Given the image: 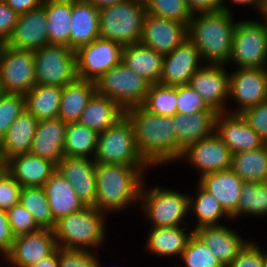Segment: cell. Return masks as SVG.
Here are the masks:
<instances>
[{
    "instance_id": "obj_1",
    "label": "cell",
    "mask_w": 267,
    "mask_h": 267,
    "mask_svg": "<svg viewBox=\"0 0 267 267\" xmlns=\"http://www.w3.org/2000/svg\"><path fill=\"white\" fill-rule=\"evenodd\" d=\"M125 116L132 123L138 151L150 167L181 160L173 116L150 113L141 105L125 109Z\"/></svg>"
},
{
    "instance_id": "obj_2",
    "label": "cell",
    "mask_w": 267,
    "mask_h": 267,
    "mask_svg": "<svg viewBox=\"0 0 267 267\" xmlns=\"http://www.w3.org/2000/svg\"><path fill=\"white\" fill-rule=\"evenodd\" d=\"M149 168L95 163L96 199L93 207L107 214L138 204L144 173Z\"/></svg>"
},
{
    "instance_id": "obj_3",
    "label": "cell",
    "mask_w": 267,
    "mask_h": 267,
    "mask_svg": "<svg viewBox=\"0 0 267 267\" xmlns=\"http://www.w3.org/2000/svg\"><path fill=\"white\" fill-rule=\"evenodd\" d=\"M233 17L232 13L224 10L193 15L188 26V38L206 64L229 65L237 23Z\"/></svg>"
},
{
    "instance_id": "obj_4",
    "label": "cell",
    "mask_w": 267,
    "mask_h": 267,
    "mask_svg": "<svg viewBox=\"0 0 267 267\" xmlns=\"http://www.w3.org/2000/svg\"><path fill=\"white\" fill-rule=\"evenodd\" d=\"M105 216L108 214L85 206L55 223L53 230L57 246L64 249L85 250L99 247L106 239Z\"/></svg>"
},
{
    "instance_id": "obj_5",
    "label": "cell",
    "mask_w": 267,
    "mask_h": 267,
    "mask_svg": "<svg viewBox=\"0 0 267 267\" xmlns=\"http://www.w3.org/2000/svg\"><path fill=\"white\" fill-rule=\"evenodd\" d=\"M146 5L127 0L99 9V36L123 46L140 43Z\"/></svg>"
},
{
    "instance_id": "obj_6",
    "label": "cell",
    "mask_w": 267,
    "mask_h": 267,
    "mask_svg": "<svg viewBox=\"0 0 267 267\" xmlns=\"http://www.w3.org/2000/svg\"><path fill=\"white\" fill-rule=\"evenodd\" d=\"M145 183L146 180L141 188L139 203L152 227L189 225L183 222L189 213L188 193L181 194L179 191L159 186L145 189Z\"/></svg>"
},
{
    "instance_id": "obj_7",
    "label": "cell",
    "mask_w": 267,
    "mask_h": 267,
    "mask_svg": "<svg viewBox=\"0 0 267 267\" xmlns=\"http://www.w3.org/2000/svg\"><path fill=\"white\" fill-rule=\"evenodd\" d=\"M95 163L127 166H149L141 157L135 143L132 123L126 116L115 125L98 133Z\"/></svg>"
},
{
    "instance_id": "obj_8",
    "label": "cell",
    "mask_w": 267,
    "mask_h": 267,
    "mask_svg": "<svg viewBox=\"0 0 267 267\" xmlns=\"http://www.w3.org/2000/svg\"><path fill=\"white\" fill-rule=\"evenodd\" d=\"M262 19L237 21L228 61L236 69L267 67V21Z\"/></svg>"
},
{
    "instance_id": "obj_9",
    "label": "cell",
    "mask_w": 267,
    "mask_h": 267,
    "mask_svg": "<svg viewBox=\"0 0 267 267\" xmlns=\"http://www.w3.org/2000/svg\"><path fill=\"white\" fill-rule=\"evenodd\" d=\"M150 85L123 62L108 70L95 82L97 94L115 101L124 110L142 105Z\"/></svg>"
},
{
    "instance_id": "obj_10",
    "label": "cell",
    "mask_w": 267,
    "mask_h": 267,
    "mask_svg": "<svg viewBox=\"0 0 267 267\" xmlns=\"http://www.w3.org/2000/svg\"><path fill=\"white\" fill-rule=\"evenodd\" d=\"M36 84L64 87L77 79L76 52L69 46L46 44L34 51Z\"/></svg>"
},
{
    "instance_id": "obj_11",
    "label": "cell",
    "mask_w": 267,
    "mask_h": 267,
    "mask_svg": "<svg viewBox=\"0 0 267 267\" xmlns=\"http://www.w3.org/2000/svg\"><path fill=\"white\" fill-rule=\"evenodd\" d=\"M36 85L33 50L0 44V91L25 95Z\"/></svg>"
},
{
    "instance_id": "obj_12",
    "label": "cell",
    "mask_w": 267,
    "mask_h": 267,
    "mask_svg": "<svg viewBox=\"0 0 267 267\" xmlns=\"http://www.w3.org/2000/svg\"><path fill=\"white\" fill-rule=\"evenodd\" d=\"M123 45L102 38L79 47L76 52L77 78L96 82L104 73L122 62Z\"/></svg>"
},
{
    "instance_id": "obj_13",
    "label": "cell",
    "mask_w": 267,
    "mask_h": 267,
    "mask_svg": "<svg viewBox=\"0 0 267 267\" xmlns=\"http://www.w3.org/2000/svg\"><path fill=\"white\" fill-rule=\"evenodd\" d=\"M229 97L239 108L228 111L241 114L247 108L267 100V67L237 69L229 74Z\"/></svg>"
},
{
    "instance_id": "obj_14",
    "label": "cell",
    "mask_w": 267,
    "mask_h": 267,
    "mask_svg": "<svg viewBox=\"0 0 267 267\" xmlns=\"http://www.w3.org/2000/svg\"><path fill=\"white\" fill-rule=\"evenodd\" d=\"M58 249L52 229L40 230L15 237L4 257L13 267H30Z\"/></svg>"
},
{
    "instance_id": "obj_15",
    "label": "cell",
    "mask_w": 267,
    "mask_h": 267,
    "mask_svg": "<svg viewBox=\"0 0 267 267\" xmlns=\"http://www.w3.org/2000/svg\"><path fill=\"white\" fill-rule=\"evenodd\" d=\"M182 158L200 172V177L229 169L232 165V152L215 132L190 145L183 151Z\"/></svg>"
},
{
    "instance_id": "obj_16",
    "label": "cell",
    "mask_w": 267,
    "mask_h": 267,
    "mask_svg": "<svg viewBox=\"0 0 267 267\" xmlns=\"http://www.w3.org/2000/svg\"><path fill=\"white\" fill-rule=\"evenodd\" d=\"M200 53L195 44L185 39L169 54L164 55L158 84L178 86L189 84L193 74L202 67Z\"/></svg>"
},
{
    "instance_id": "obj_17",
    "label": "cell",
    "mask_w": 267,
    "mask_h": 267,
    "mask_svg": "<svg viewBox=\"0 0 267 267\" xmlns=\"http://www.w3.org/2000/svg\"><path fill=\"white\" fill-rule=\"evenodd\" d=\"M226 65L205 64L192 76L189 85L217 113L227 112L229 74Z\"/></svg>"
},
{
    "instance_id": "obj_18",
    "label": "cell",
    "mask_w": 267,
    "mask_h": 267,
    "mask_svg": "<svg viewBox=\"0 0 267 267\" xmlns=\"http://www.w3.org/2000/svg\"><path fill=\"white\" fill-rule=\"evenodd\" d=\"M188 38V26L173 20L146 14L140 43L166 55Z\"/></svg>"
},
{
    "instance_id": "obj_19",
    "label": "cell",
    "mask_w": 267,
    "mask_h": 267,
    "mask_svg": "<svg viewBox=\"0 0 267 267\" xmlns=\"http://www.w3.org/2000/svg\"><path fill=\"white\" fill-rule=\"evenodd\" d=\"M214 132L228 146L232 154L254 150L265 144L241 114L218 113Z\"/></svg>"
},
{
    "instance_id": "obj_20",
    "label": "cell",
    "mask_w": 267,
    "mask_h": 267,
    "mask_svg": "<svg viewBox=\"0 0 267 267\" xmlns=\"http://www.w3.org/2000/svg\"><path fill=\"white\" fill-rule=\"evenodd\" d=\"M49 44L47 17L41 6L18 17L15 28L5 45L17 50H37Z\"/></svg>"
},
{
    "instance_id": "obj_21",
    "label": "cell",
    "mask_w": 267,
    "mask_h": 267,
    "mask_svg": "<svg viewBox=\"0 0 267 267\" xmlns=\"http://www.w3.org/2000/svg\"><path fill=\"white\" fill-rule=\"evenodd\" d=\"M56 171L68 180L85 206H94L96 199L95 162L89 158L64 156Z\"/></svg>"
},
{
    "instance_id": "obj_22",
    "label": "cell",
    "mask_w": 267,
    "mask_h": 267,
    "mask_svg": "<svg viewBox=\"0 0 267 267\" xmlns=\"http://www.w3.org/2000/svg\"><path fill=\"white\" fill-rule=\"evenodd\" d=\"M244 181L231 169L208 173L199 177L198 184L212 194L222 209L232 218L238 212Z\"/></svg>"
},
{
    "instance_id": "obj_23",
    "label": "cell",
    "mask_w": 267,
    "mask_h": 267,
    "mask_svg": "<svg viewBox=\"0 0 267 267\" xmlns=\"http://www.w3.org/2000/svg\"><path fill=\"white\" fill-rule=\"evenodd\" d=\"M6 170L22 187H43L56 172V164L26 153L6 162Z\"/></svg>"
},
{
    "instance_id": "obj_24",
    "label": "cell",
    "mask_w": 267,
    "mask_h": 267,
    "mask_svg": "<svg viewBox=\"0 0 267 267\" xmlns=\"http://www.w3.org/2000/svg\"><path fill=\"white\" fill-rule=\"evenodd\" d=\"M236 230L225 225L202 226L194 230V234L210 248L215 257L227 267L248 241Z\"/></svg>"
},
{
    "instance_id": "obj_25",
    "label": "cell",
    "mask_w": 267,
    "mask_h": 267,
    "mask_svg": "<svg viewBox=\"0 0 267 267\" xmlns=\"http://www.w3.org/2000/svg\"><path fill=\"white\" fill-rule=\"evenodd\" d=\"M66 127L59 117L39 121L29 153L57 164L65 156Z\"/></svg>"
},
{
    "instance_id": "obj_26",
    "label": "cell",
    "mask_w": 267,
    "mask_h": 267,
    "mask_svg": "<svg viewBox=\"0 0 267 267\" xmlns=\"http://www.w3.org/2000/svg\"><path fill=\"white\" fill-rule=\"evenodd\" d=\"M69 47L76 51L99 36V8L88 0H72Z\"/></svg>"
},
{
    "instance_id": "obj_27",
    "label": "cell",
    "mask_w": 267,
    "mask_h": 267,
    "mask_svg": "<svg viewBox=\"0 0 267 267\" xmlns=\"http://www.w3.org/2000/svg\"><path fill=\"white\" fill-rule=\"evenodd\" d=\"M217 114L216 111H203L192 115L176 113L173 116L180 159L190 145L214 133Z\"/></svg>"
},
{
    "instance_id": "obj_28",
    "label": "cell",
    "mask_w": 267,
    "mask_h": 267,
    "mask_svg": "<svg viewBox=\"0 0 267 267\" xmlns=\"http://www.w3.org/2000/svg\"><path fill=\"white\" fill-rule=\"evenodd\" d=\"M38 120L26 109L8 128L0 142V155L5 162L30 152Z\"/></svg>"
},
{
    "instance_id": "obj_29",
    "label": "cell",
    "mask_w": 267,
    "mask_h": 267,
    "mask_svg": "<svg viewBox=\"0 0 267 267\" xmlns=\"http://www.w3.org/2000/svg\"><path fill=\"white\" fill-rule=\"evenodd\" d=\"M164 55L141 43L125 45L122 62L147 82L158 84L163 66Z\"/></svg>"
},
{
    "instance_id": "obj_30",
    "label": "cell",
    "mask_w": 267,
    "mask_h": 267,
    "mask_svg": "<svg viewBox=\"0 0 267 267\" xmlns=\"http://www.w3.org/2000/svg\"><path fill=\"white\" fill-rule=\"evenodd\" d=\"M125 116V110L115 101L95 93L78 119L79 124L101 133Z\"/></svg>"
},
{
    "instance_id": "obj_31",
    "label": "cell",
    "mask_w": 267,
    "mask_h": 267,
    "mask_svg": "<svg viewBox=\"0 0 267 267\" xmlns=\"http://www.w3.org/2000/svg\"><path fill=\"white\" fill-rule=\"evenodd\" d=\"M172 227H152L146 243L150 253L162 257H181L194 230L188 225ZM189 230L190 232H186Z\"/></svg>"
},
{
    "instance_id": "obj_32",
    "label": "cell",
    "mask_w": 267,
    "mask_h": 267,
    "mask_svg": "<svg viewBox=\"0 0 267 267\" xmlns=\"http://www.w3.org/2000/svg\"><path fill=\"white\" fill-rule=\"evenodd\" d=\"M55 221L85 207L73 185L57 171L43 186Z\"/></svg>"
},
{
    "instance_id": "obj_33",
    "label": "cell",
    "mask_w": 267,
    "mask_h": 267,
    "mask_svg": "<svg viewBox=\"0 0 267 267\" xmlns=\"http://www.w3.org/2000/svg\"><path fill=\"white\" fill-rule=\"evenodd\" d=\"M96 93L95 82L76 79L62 87L58 117L66 124L77 123L80 114Z\"/></svg>"
},
{
    "instance_id": "obj_34",
    "label": "cell",
    "mask_w": 267,
    "mask_h": 267,
    "mask_svg": "<svg viewBox=\"0 0 267 267\" xmlns=\"http://www.w3.org/2000/svg\"><path fill=\"white\" fill-rule=\"evenodd\" d=\"M61 95L60 86L36 84L24 95L26 110L38 121L57 118Z\"/></svg>"
},
{
    "instance_id": "obj_35",
    "label": "cell",
    "mask_w": 267,
    "mask_h": 267,
    "mask_svg": "<svg viewBox=\"0 0 267 267\" xmlns=\"http://www.w3.org/2000/svg\"><path fill=\"white\" fill-rule=\"evenodd\" d=\"M50 44L69 46L72 0H44Z\"/></svg>"
},
{
    "instance_id": "obj_36",
    "label": "cell",
    "mask_w": 267,
    "mask_h": 267,
    "mask_svg": "<svg viewBox=\"0 0 267 267\" xmlns=\"http://www.w3.org/2000/svg\"><path fill=\"white\" fill-rule=\"evenodd\" d=\"M231 169L244 182H267V145L232 154Z\"/></svg>"
},
{
    "instance_id": "obj_37",
    "label": "cell",
    "mask_w": 267,
    "mask_h": 267,
    "mask_svg": "<svg viewBox=\"0 0 267 267\" xmlns=\"http://www.w3.org/2000/svg\"><path fill=\"white\" fill-rule=\"evenodd\" d=\"M196 189V195H189V212H192L197 219V224L194 225L193 230L202 226L223 225V223L219 224L222 217L232 219L212 194L204 190L199 184Z\"/></svg>"
},
{
    "instance_id": "obj_38",
    "label": "cell",
    "mask_w": 267,
    "mask_h": 267,
    "mask_svg": "<svg viewBox=\"0 0 267 267\" xmlns=\"http://www.w3.org/2000/svg\"><path fill=\"white\" fill-rule=\"evenodd\" d=\"M97 141L98 133L96 131L79 123L67 124L64 154L67 157L93 159L96 152Z\"/></svg>"
},
{
    "instance_id": "obj_39",
    "label": "cell",
    "mask_w": 267,
    "mask_h": 267,
    "mask_svg": "<svg viewBox=\"0 0 267 267\" xmlns=\"http://www.w3.org/2000/svg\"><path fill=\"white\" fill-rule=\"evenodd\" d=\"M19 203L30 212L41 228H54L56 221L43 187H22Z\"/></svg>"
},
{
    "instance_id": "obj_40",
    "label": "cell",
    "mask_w": 267,
    "mask_h": 267,
    "mask_svg": "<svg viewBox=\"0 0 267 267\" xmlns=\"http://www.w3.org/2000/svg\"><path fill=\"white\" fill-rule=\"evenodd\" d=\"M262 217L267 215V182H244L242 185L238 212L232 220L245 215Z\"/></svg>"
},
{
    "instance_id": "obj_41",
    "label": "cell",
    "mask_w": 267,
    "mask_h": 267,
    "mask_svg": "<svg viewBox=\"0 0 267 267\" xmlns=\"http://www.w3.org/2000/svg\"><path fill=\"white\" fill-rule=\"evenodd\" d=\"M176 101L177 86L152 84L141 106L156 115L174 116L177 113Z\"/></svg>"
},
{
    "instance_id": "obj_42",
    "label": "cell",
    "mask_w": 267,
    "mask_h": 267,
    "mask_svg": "<svg viewBox=\"0 0 267 267\" xmlns=\"http://www.w3.org/2000/svg\"><path fill=\"white\" fill-rule=\"evenodd\" d=\"M146 12L187 26L193 17L186 0H150L146 5Z\"/></svg>"
},
{
    "instance_id": "obj_43",
    "label": "cell",
    "mask_w": 267,
    "mask_h": 267,
    "mask_svg": "<svg viewBox=\"0 0 267 267\" xmlns=\"http://www.w3.org/2000/svg\"><path fill=\"white\" fill-rule=\"evenodd\" d=\"M180 258L185 267H224L210 248L195 234L189 239Z\"/></svg>"
},
{
    "instance_id": "obj_44",
    "label": "cell",
    "mask_w": 267,
    "mask_h": 267,
    "mask_svg": "<svg viewBox=\"0 0 267 267\" xmlns=\"http://www.w3.org/2000/svg\"><path fill=\"white\" fill-rule=\"evenodd\" d=\"M25 109L24 95L0 92V142Z\"/></svg>"
},
{
    "instance_id": "obj_45",
    "label": "cell",
    "mask_w": 267,
    "mask_h": 267,
    "mask_svg": "<svg viewBox=\"0 0 267 267\" xmlns=\"http://www.w3.org/2000/svg\"><path fill=\"white\" fill-rule=\"evenodd\" d=\"M177 113L192 115L203 111H215L189 84L177 86Z\"/></svg>"
},
{
    "instance_id": "obj_46",
    "label": "cell",
    "mask_w": 267,
    "mask_h": 267,
    "mask_svg": "<svg viewBox=\"0 0 267 267\" xmlns=\"http://www.w3.org/2000/svg\"><path fill=\"white\" fill-rule=\"evenodd\" d=\"M8 222L15 237L41 229L30 212L20 203L6 211Z\"/></svg>"
},
{
    "instance_id": "obj_47",
    "label": "cell",
    "mask_w": 267,
    "mask_h": 267,
    "mask_svg": "<svg viewBox=\"0 0 267 267\" xmlns=\"http://www.w3.org/2000/svg\"><path fill=\"white\" fill-rule=\"evenodd\" d=\"M97 255L91 251L58 247L59 267H96Z\"/></svg>"
},
{
    "instance_id": "obj_48",
    "label": "cell",
    "mask_w": 267,
    "mask_h": 267,
    "mask_svg": "<svg viewBox=\"0 0 267 267\" xmlns=\"http://www.w3.org/2000/svg\"><path fill=\"white\" fill-rule=\"evenodd\" d=\"M22 186L6 170L0 175V210L19 204Z\"/></svg>"
},
{
    "instance_id": "obj_49",
    "label": "cell",
    "mask_w": 267,
    "mask_h": 267,
    "mask_svg": "<svg viewBox=\"0 0 267 267\" xmlns=\"http://www.w3.org/2000/svg\"><path fill=\"white\" fill-rule=\"evenodd\" d=\"M227 267H264V249L248 241Z\"/></svg>"
},
{
    "instance_id": "obj_50",
    "label": "cell",
    "mask_w": 267,
    "mask_h": 267,
    "mask_svg": "<svg viewBox=\"0 0 267 267\" xmlns=\"http://www.w3.org/2000/svg\"><path fill=\"white\" fill-rule=\"evenodd\" d=\"M247 123L267 142V100L241 113Z\"/></svg>"
},
{
    "instance_id": "obj_51",
    "label": "cell",
    "mask_w": 267,
    "mask_h": 267,
    "mask_svg": "<svg viewBox=\"0 0 267 267\" xmlns=\"http://www.w3.org/2000/svg\"><path fill=\"white\" fill-rule=\"evenodd\" d=\"M19 15L3 0H0V44H5L11 36Z\"/></svg>"
},
{
    "instance_id": "obj_52",
    "label": "cell",
    "mask_w": 267,
    "mask_h": 267,
    "mask_svg": "<svg viewBox=\"0 0 267 267\" xmlns=\"http://www.w3.org/2000/svg\"><path fill=\"white\" fill-rule=\"evenodd\" d=\"M15 236L12 233L10 224L8 222L7 213L0 210V254L6 256L10 251Z\"/></svg>"
},
{
    "instance_id": "obj_53",
    "label": "cell",
    "mask_w": 267,
    "mask_h": 267,
    "mask_svg": "<svg viewBox=\"0 0 267 267\" xmlns=\"http://www.w3.org/2000/svg\"><path fill=\"white\" fill-rule=\"evenodd\" d=\"M223 0H186L192 15L199 13H212L223 10Z\"/></svg>"
},
{
    "instance_id": "obj_54",
    "label": "cell",
    "mask_w": 267,
    "mask_h": 267,
    "mask_svg": "<svg viewBox=\"0 0 267 267\" xmlns=\"http://www.w3.org/2000/svg\"><path fill=\"white\" fill-rule=\"evenodd\" d=\"M18 15L40 8L44 0H3Z\"/></svg>"
},
{
    "instance_id": "obj_55",
    "label": "cell",
    "mask_w": 267,
    "mask_h": 267,
    "mask_svg": "<svg viewBox=\"0 0 267 267\" xmlns=\"http://www.w3.org/2000/svg\"><path fill=\"white\" fill-rule=\"evenodd\" d=\"M230 1L232 4H237V5H248V6H254L255 9H257V11L259 12V14H261V16L264 15L265 9H266V4H267V0H228ZM225 0L222 1V7L224 11H227L229 13H232V10L230 9V7H228L227 5H225L226 3H224Z\"/></svg>"
},
{
    "instance_id": "obj_56",
    "label": "cell",
    "mask_w": 267,
    "mask_h": 267,
    "mask_svg": "<svg viewBox=\"0 0 267 267\" xmlns=\"http://www.w3.org/2000/svg\"><path fill=\"white\" fill-rule=\"evenodd\" d=\"M30 267H59L58 249L52 255L43 258Z\"/></svg>"
},
{
    "instance_id": "obj_57",
    "label": "cell",
    "mask_w": 267,
    "mask_h": 267,
    "mask_svg": "<svg viewBox=\"0 0 267 267\" xmlns=\"http://www.w3.org/2000/svg\"><path fill=\"white\" fill-rule=\"evenodd\" d=\"M88 1L100 9L105 6H110L127 0H88Z\"/></svg>"
},
{
    "instance_id": "obj_58",
    "label": "cell",
    "mask_w": 267,
    "mask_h": 267,
    "mask_svg": "<svg viewBox=\"0 0 267 267\" xmlns=\"http://www.w3.org/2000/svg\"><path fill=\"white\" fill-rule=\"evenodd\" d=\"M6 171V162L0 155V175Z\"/></svg>"
},
{
    "instance_id": "obj_59",
    "label": "cell",
    "mask_w": 267,
    "mask_h": 267,
    "mask_svg": "<svg viewBox=\"0 0 267 267\" xmlns=\"http://www.w3.org/2000/svg\"><path fill=\"white\" fill-rule=\"evenodd\" d=\"M134 1H136V2H138V3H141V4H143V5H147V3H148L150 0H134Z\"/></svg>"
},
{
    "instance_id": "obj_60",
    "label": "cell",
    "mask_w": 267,
    "mask_h": 267,
    "mask_svg": "<svg viewBox=\"0 0 267 267\" xmlns=\"http://www.w3.org/2000/svg\"><path fill=\"white\" fill-rule=\"evenodd\" d=\"M264 267H267V251H264Z\"/></svg>"
},
{
    "instance_id": "obj_61",
    "label": "cell",
    "mask_w": 267,
    "mask_h": 267,
    "mask_svg": "<svg viewBox=\"0 0 267 267\" xmlns=\"http://www.w3.org/2000/svg\"><path fill=\"white\" fill-rule=\"evenodd\" d=\"M263 17H264V18L266 19V21H267V4H266V9H265V12H264Z\"/></svg>"
},
{
    "instance_id": "obj_62",
    "label": "cell",
    "mask_w": 267,
    "mask_h": 267,
    "mask_svg": "<svg viewBox=\"0 0 267 267\" xmlns=\"http://www.w3.org/2000/svg\"><path fill=\"white\" fill-rule=\"evenodd\" d=\"M100 260L98 259V257H97V262H96V267H101V265H100V262H99Z\"/></svg>"
}]
</instances>
